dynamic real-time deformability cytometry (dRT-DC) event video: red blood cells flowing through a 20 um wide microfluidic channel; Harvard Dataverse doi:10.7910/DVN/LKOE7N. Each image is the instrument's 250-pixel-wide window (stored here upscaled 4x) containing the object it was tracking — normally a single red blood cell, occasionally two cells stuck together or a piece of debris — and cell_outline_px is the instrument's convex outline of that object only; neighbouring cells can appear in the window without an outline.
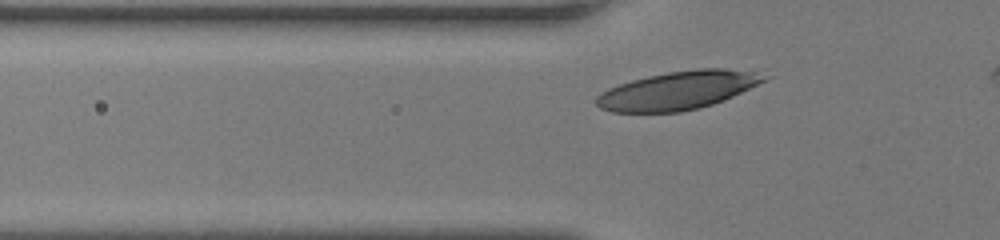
{"species": "human", "species_latin": "Homo sapiens", "temperature_condition": "room temperature", "stored_images_in_passage": 35, "camera_frame_rate_fps": 3000, "um_per_image_px": 0.085, "donor": {"sex": "female"}, "frame": {"image": 1, "passage_image": 10, "time_ms": 3.0, "image_size_px": [1000, 240], "cell_outline_px": [[772, 76], [732, 96], [712, 104], [680, 112], [612, 112], [600, 108], [596, 104], [596, 96], [608, 88], [632, 80], [648, 76], [668, 72], [700, 68], [724, 68], [752, 72]], "centroid_in_image_um": [57.57, 7.68], "position_along_channel_um": 68.2, "area_um2": 36.82}}
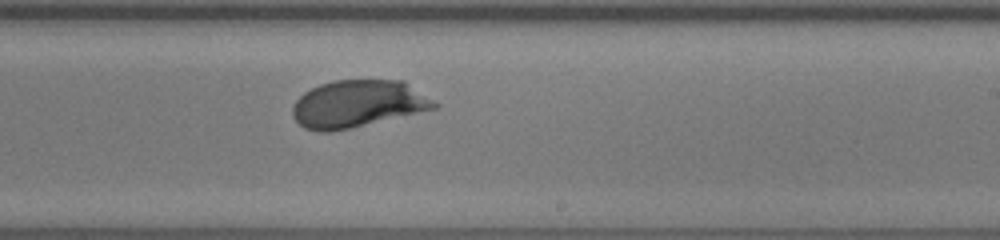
{"frame": {"image": 2, "passage_image": 24, "time_ms": 7.667, "image_size_px": [1000, 240], "cell_outline_px": [[440, 104], [436, 108], [352, 128], [328, 132], [320, 132], [304, 128], [292, 116], [292, 104], [304, 92], [320, 84], [336, 80], [404, 80]], "centroid_in_image_um": [30.41, 8.82], "position_along_channel_um": 258.6, "area_um2": 39.07}}
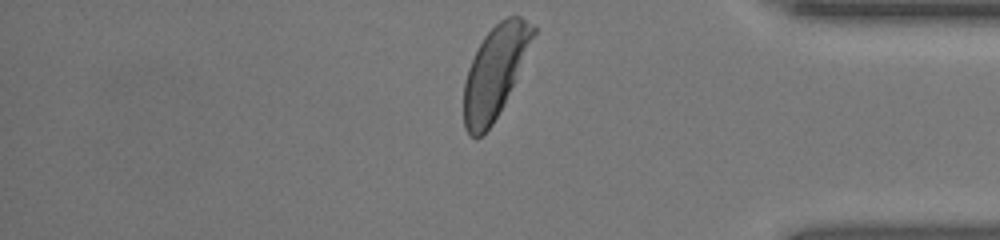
{"frame": {"image": 3, "passage_image": 35, "time_ms": 11.333, "image_size_px": [1000, 240], "cell_outline_px": [[536, 32], [504, 104], [492, 124], [480, 136], [472, 136], [464, 128], [464, 84], [468, 68], [484, 36], [500, 20], [508, 16], [520, 16], [536, 28]], "centroid_in_image_um": [42.06, 6.1], "position_along_channel_um": 393.1, "area_um2": 35.95}, "authors_computed_cell_mechanics": {"area_um2": 38.3792, "velocity_mm_per_s": 4.1409, "shape_relaxation_time_tau1_ms": 2.4571, "shape_relaxation_time_tau2_ms": null, "deformation_change_tau1": 0.1252, "deformation_change_tau2": null}}